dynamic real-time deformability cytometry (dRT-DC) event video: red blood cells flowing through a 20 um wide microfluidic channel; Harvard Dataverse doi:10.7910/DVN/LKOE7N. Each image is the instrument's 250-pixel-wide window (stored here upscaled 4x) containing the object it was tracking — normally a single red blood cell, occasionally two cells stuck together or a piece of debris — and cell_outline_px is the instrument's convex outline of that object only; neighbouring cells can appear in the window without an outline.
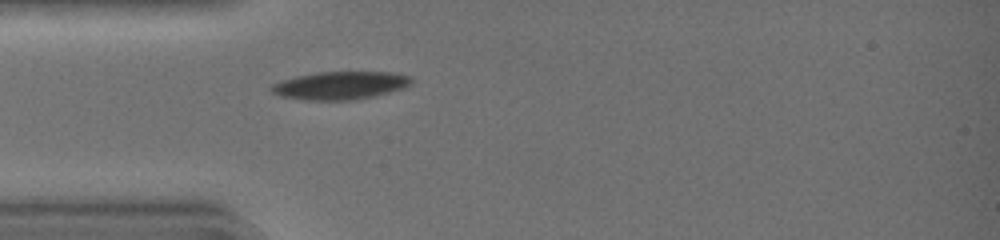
{"species": "common noctule bat (a hibernating species)", "species_latin": "Nyctalus noctula", "temperature_condition": "warm", "stored_images_in_passage": 30, "camera_frame_rate_fps": 3000, "um_per_image_px": 0.085, "animal": {"sex": "female", "body_mass_g": 19.0, "forearm_length_mm": 51.5}, "frame": {"image": 1, "passage_image": 1, "time_ms": 0.0, "image_size_px": [1000, 240], "cell_outline_px": [[412, 84], [404, 88], [376, 96], [352, 100], [304, 100], [280, 96], [272, 92], [268, 88], [272, 84], [296, 76], [316, 72], [396, 72], [408, 76], [412, 80]], "centroid_in_image_um": [28.93, 7.26], "position_along_channel_um": 56.1, "area_um2": 22.95}}
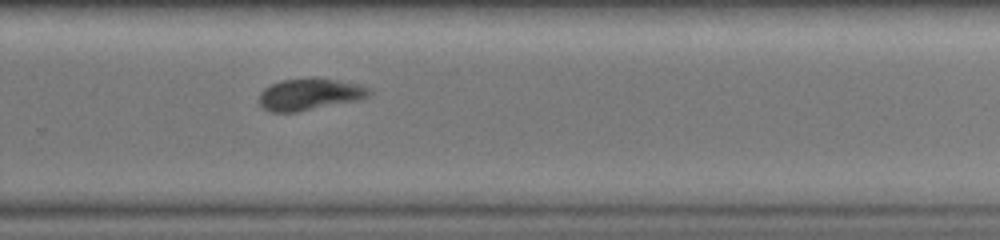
{"frame": {"image": 2, "passage_image": 18, "time_ms": 5.667, "image_size_px": [1000, 240], "cell_outline_px": [[372, 92], [368, 96], [360, 100], [296, 112], [272, 112], [264, 108], [260, 104], [260, 92], [264, 88], [280, 80], [308, 76], [316, 76], [360, 84], [372, 88]], "centroid_in_image_um": [26.37, 7.98], "position_along_channel_um": 303.4, "area_um2": 20.87}}
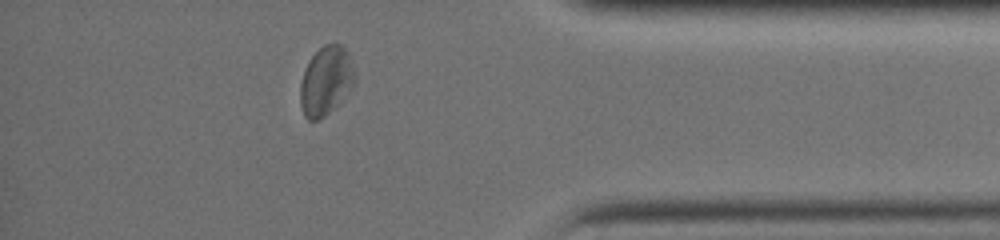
{"frame": {"image": 3, "passage_image": 26, "time_ms": 8.333, "image_size_px": [1000, 240], "cell_outline_px": [[356, 84], [324, 116], [316, 120], [308, 120], [304, 116], [300, 104], [300, 84], [308, 60], [324, 44], [340, 44], [348, 52], [356, 76]], "centroid_in_image_um": [27.7, 6.86], "position_along_channel_um": 407.5, "area_um2": 21.73}, "authors_computed_cell_mechanics": {"area_um2": 21.9062, "velocity_mm_per_s": 4.4198, "shape_relaxation_time_tau1_ms": 2.9645, "shape_relaxation_time_tau2_ms": 6.1345, "deformation_change_tau1": 0.1279, "deformation_change_tau2": 0.1304}}